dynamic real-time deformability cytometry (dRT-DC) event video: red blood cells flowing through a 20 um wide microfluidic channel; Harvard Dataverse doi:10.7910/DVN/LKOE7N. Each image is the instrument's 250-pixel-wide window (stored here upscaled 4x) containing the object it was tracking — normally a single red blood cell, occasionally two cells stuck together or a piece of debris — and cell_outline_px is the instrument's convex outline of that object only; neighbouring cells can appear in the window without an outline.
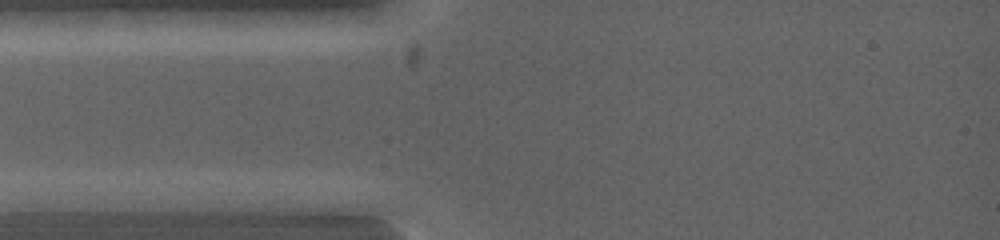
{"species": "common noctule bat (a hibernating species)", "species_latin": "Nyctalus noctula", "temperature_condition": "warm", "stored_images_in_passage": 2, "camera_frame_rate_fps": 5000, "um_per_image_px": 0.085, "animal": {"sex": "female", "body_mass_g": 19.0, "forearm_length_mm": 53.3}, "frame": {"image": 1, "passage_image": 1, "time_ms": 0.0, "image_size_px": [1000, 240], "cell_outline_px": [[124, 200], [96, 212], [24, 212], [12, 200], [20, 192], [96, 192]], "centroid_in_image_um": [5.43, 17.15], "position_along_channel_um": 79.6, "area_um2": 13.41}}